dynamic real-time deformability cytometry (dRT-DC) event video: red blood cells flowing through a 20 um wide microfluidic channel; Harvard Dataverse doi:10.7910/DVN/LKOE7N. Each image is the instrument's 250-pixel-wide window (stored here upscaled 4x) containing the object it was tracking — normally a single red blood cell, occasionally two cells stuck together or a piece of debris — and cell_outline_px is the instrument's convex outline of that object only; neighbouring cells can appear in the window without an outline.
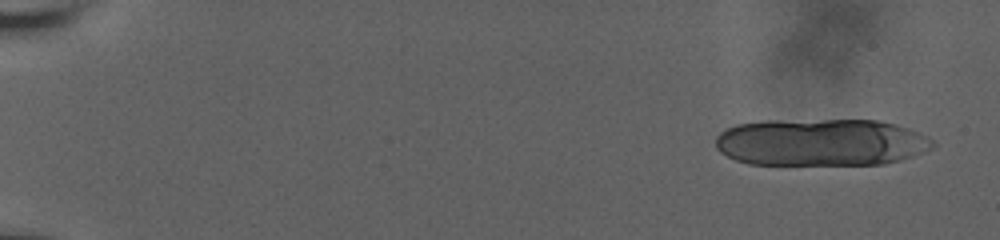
{"species": "human", "species_latin": "Homo sapiens", "temperature_condition": "room temperature", "stored_images_in_passage": 25, "segment_of_instrument_passage": [1, 2], "camera_frame_rate_fps": 3000, "um_per_image_px": 0.085, "donor": {"sex": "male"}, "frame": {"image": 1, "passage_image": 1, "time_ms": 0.0, "image_size_px": [1000, 240], "cell_outline_px": [[936, 144], [932, 148], [912, 156], [900, 160], [884, 164], [748, 164], [736, 160], [720, 152], [716, 148], [716, 136], [720, 132], [736, 124], [764, 120], [876, 120], [896, 124], [920, 132], [928, 136]], "centroid_in_image_um": [69.78, 12.09], "position_along_channel_um": 15.2, "area_um2": 60.05}}